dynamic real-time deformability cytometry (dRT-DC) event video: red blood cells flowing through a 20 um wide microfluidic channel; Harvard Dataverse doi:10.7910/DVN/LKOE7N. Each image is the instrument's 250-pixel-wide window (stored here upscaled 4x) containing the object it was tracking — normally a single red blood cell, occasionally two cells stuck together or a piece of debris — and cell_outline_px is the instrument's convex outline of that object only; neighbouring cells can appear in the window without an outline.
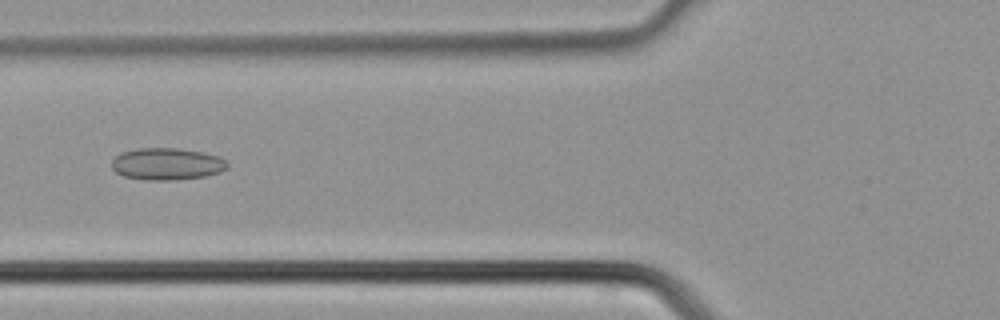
{"species": "common noctule bat (a hibernating species)", "species_latin": "Nyctalus noctula", "temperature_condition": "cold", "stored_images_in_passage": 29, "camera_frame_rate_fps": 3000, "um_per_image_px": 0.085, "animal": {"sex": "male", "body_mass_g": 21.5, "forearm_length_mm": 52.0}, "frame": {"image": 1, "passage_image": 8, "time_ms": 2.333, "image_size_px": [1000, 320], "cell_outline_px": [[228, 168], [220, 172], [204, 176], [176, 180], [144, 180], [124, 176], [116, 172], [112, 168], [112, 160], [120, 152], [136, 148], [176, 148], [200, 152], [220, 156], [228, 164]], "centroid_in_image_um": [14.17, 13.94], "position_along_channel_um": 111.6, "area_um2": 21.62}}
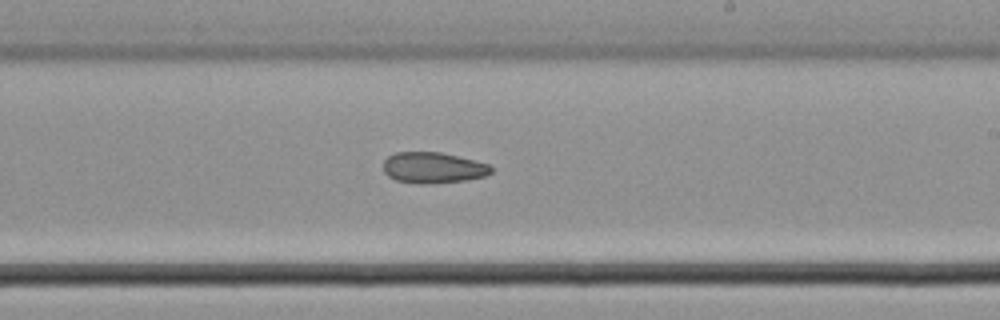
{"frame": {"image": 2, "passage_image": 16, "time_ms": 5.0, "image_size_px": [1000, 320], "cell_outline_px": [[492, 172], [484, 176], [468, 180], [396, 180], [388, 176], [384, 172], [384, 160], [388, 156], [396, 152], [440, 152], [488, 164], [492, 168]], "centroid_in_image_um": [36.81, 14.19], "position_along_channel_um": 252.2, "area_um2": 18.21}}
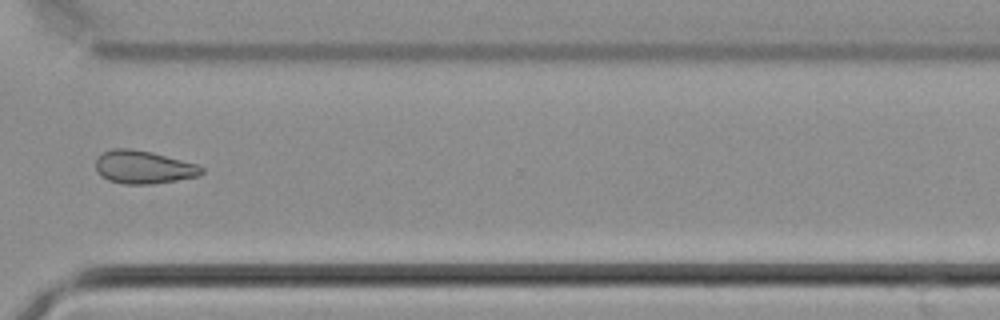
{"frame": {"image": 3, "passage_image": 22, "time_ms": 7.0, "image_size_px": [1000, 320], "cell_outline_px": [[204, 172], [196, 176], [176, 180], [152, 184], [124, 184], [108, 180], [96, 168], [96, 160], [104, 152], [112, 148], [128, 148], [152, 152], [196, 164], [204, 168]], "centroid_in_image_um": [12.21, 14.2], "position_along_channel_um": 358.4, "area_um2": 20.06}}